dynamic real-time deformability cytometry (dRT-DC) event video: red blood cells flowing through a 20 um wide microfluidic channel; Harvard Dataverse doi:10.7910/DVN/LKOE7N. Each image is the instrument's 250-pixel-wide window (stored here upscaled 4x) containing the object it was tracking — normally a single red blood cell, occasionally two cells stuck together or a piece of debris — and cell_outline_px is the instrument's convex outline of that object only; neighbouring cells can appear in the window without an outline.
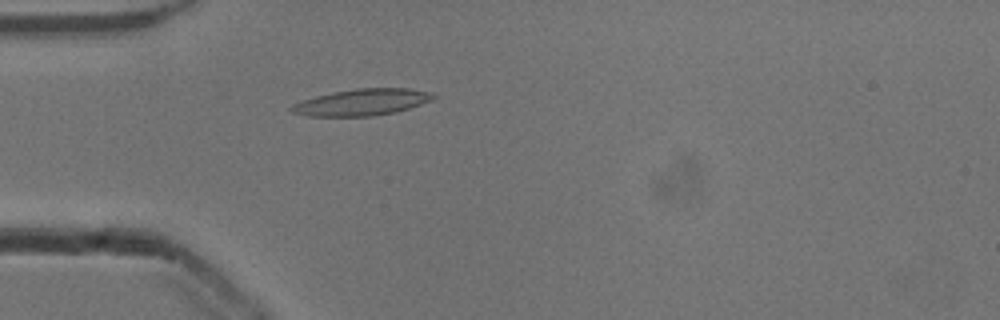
{"species": "common noctule bat (a hibernating species)", "species_latin": "Nyctalus noctula", "temperature_condition": "cold", "stored_images_in_passage": 52, "camera_frame_rate_fps": 3000, "um_per_image_px": 0.085, "animal": {"sex": "male", "body_mass_g": 13.3}, "frame": {"image": 1, "passage_image": 15, "time_ms": 4.667, "image_size_px": [1000, 320], "cell_outline_px": [[436, 96], [432, 100], [396, 112], [372, 116], [308, 116], [292, 112], [288, 108], [292, 104], [316, 96], [332, 92], [356, 88], [408, 88], [432, 92]], "centroid_in_image_um": [30.76, 8.68], "position_along_channel_um": 54.2, "area_um2": 21.91}}
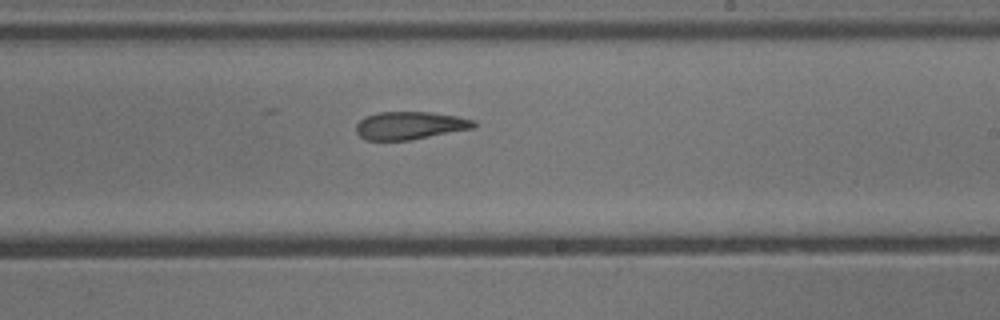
{"frame": {"image": 2, "passage_image": 31, "time_ms": 10.0, "image_size_px": [1000, 320], "cell_outline_px": [[476, 128], [412, 140], [364, 140], [356, 132], [356, 124], [364, 116], [376, 112], [428, 112], [456, 116], [476, 120]], "centroid_in_image_um": [34.85, 10.67], "position_along_channel_um": 254.2, "area_um2": 19.36}}
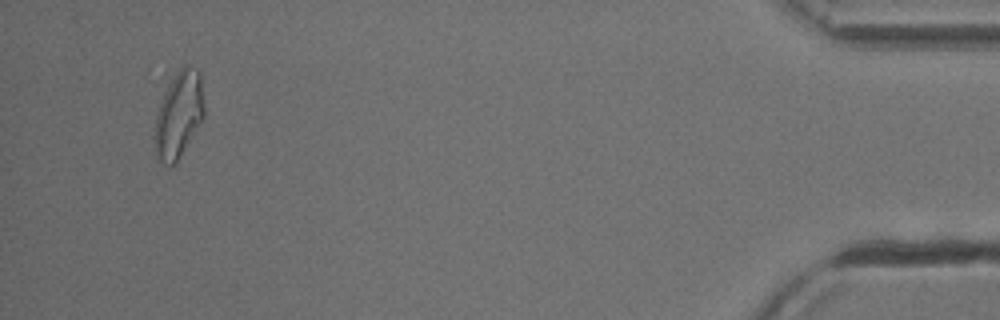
{"frame": {"image": 3, "passage_image": 50, "time_ms": 16.333, "image_size_px": [1000, 320], "cell_outline_px": [[204, 116], [176, 164], [168, 168], [156, 160], [152, 136], [156, 116], [164, 92], [172, 76], [184, 64], [188, 64], [196, 68], [200, 72], [204, 104]], "centroid_in_image_um": [15.15, 9.8], "position_along_channel_um": 420.0, "area_um2": 25.61}, "authors_computed_cell_mechanics": {"area_um2": 20.9525, "velocity_mm_per_s": 3.8722, "shape_relaxation_time_tau1_ms": null, "shape_relaxation_time_tau2_ms": 5.3107, "deformation_change_tau1": null, "deformation_change_tau2": 0.1784}}